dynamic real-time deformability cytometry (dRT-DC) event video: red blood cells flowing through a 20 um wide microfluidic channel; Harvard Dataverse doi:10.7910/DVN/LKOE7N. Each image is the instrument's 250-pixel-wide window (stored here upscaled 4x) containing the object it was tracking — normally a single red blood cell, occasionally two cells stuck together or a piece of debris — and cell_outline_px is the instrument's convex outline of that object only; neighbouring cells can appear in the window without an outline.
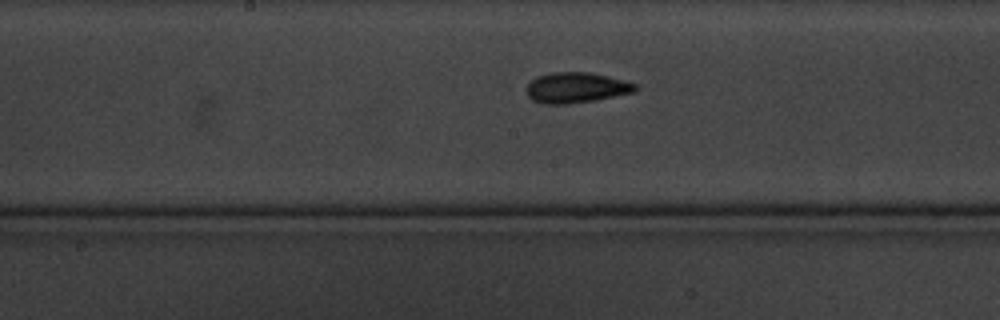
{"species": "common noctule bat (a hibernating species)", "species_latin": "Nyctalus noctula", "temperature_condition": "cold", "stored_images_in_passage": 10, "segment_of_instrument_passage": [2, 2], "camera_frame_rate_fps": 3000, "um_per_image_px": 0.085, "animal": {"sex": "male", "body_mass_g": 20.1, "forearm_length_mm": 53.5}, "frame": {"image": 1, "passage_image": 10, "time_ms": 11.667, "image_size_px": [1000, 320], "cell_outline_px": [[640, 88], [636, 92], [592, 100], [568, 104], [544, 104], [532, 100], [524, 92], [524, 88], [536, 76], [552, 72], [592, 72], [624, 80], [636, 84]], "centroid_in_image_um": [48.95, 7.44], "position_along_channel_um": 199.2, "area_um2": 19.59}}